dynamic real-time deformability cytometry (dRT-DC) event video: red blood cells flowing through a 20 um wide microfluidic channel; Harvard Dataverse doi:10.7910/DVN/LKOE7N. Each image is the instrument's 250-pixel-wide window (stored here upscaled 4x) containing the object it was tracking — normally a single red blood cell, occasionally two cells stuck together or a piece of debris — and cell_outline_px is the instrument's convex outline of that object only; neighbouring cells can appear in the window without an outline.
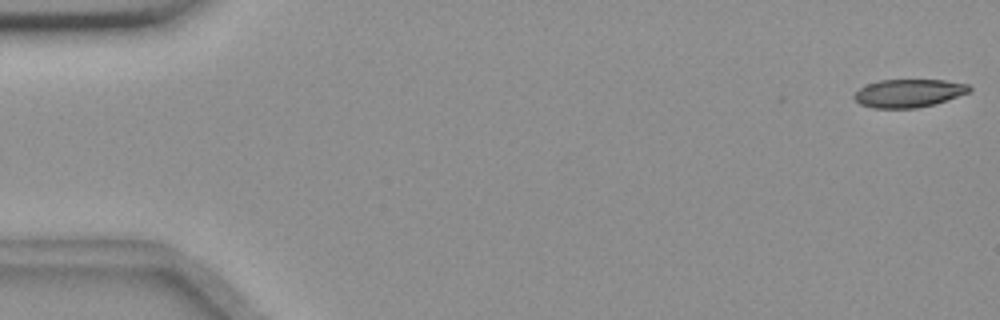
{"species": "common noctule bat (a hibernating species)", "species_latin": "Nyctalus noctula", "temperature_condition": "room temperature", "stored_images_in_passage": 5, "camera_frame_rate_fps": 3000, "um_per_image_px": 0.085, "animal": {"sex": "female", "body_mass_g": 18.4}, "frame": {"image": 1, "passage_image": 1, "time_ms": 0.0, "image_size_px": [1000, 320], "cell_outline_px": [[972, 88], [968, 92], [936, 104], [916, 108], [872, 108], [860, 104], [852, 96], [860, 88], [868, 84], [880, 80], [944, 80], [968, 84]], "centroid_in_image_um": [77.23, 7.92], "position_along_channel_um": 7.8, "area_um2": 18.79}}